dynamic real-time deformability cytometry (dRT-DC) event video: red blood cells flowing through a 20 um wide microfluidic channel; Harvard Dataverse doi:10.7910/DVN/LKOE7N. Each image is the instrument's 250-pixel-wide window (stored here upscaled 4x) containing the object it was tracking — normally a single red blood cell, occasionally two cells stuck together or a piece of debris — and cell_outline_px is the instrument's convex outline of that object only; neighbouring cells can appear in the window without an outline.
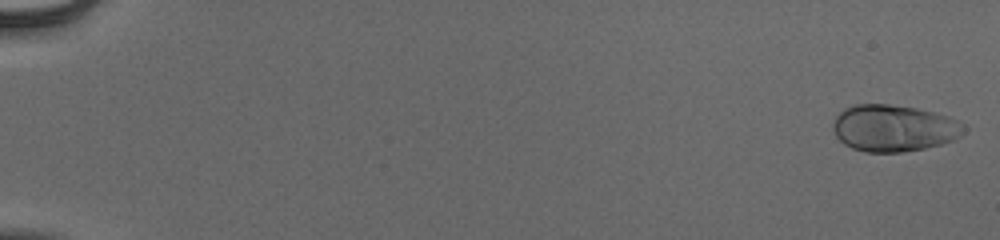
{"species": "human", "species_latin": "Homo sapiens", "temperature_condition": "cold", "stored_images_in_passage": 54, "camera_frame_rate_fps": 3000, "um_per_image_px": 0.085, "donor": {"sex": "male"}, "frame": {"image": 1, "passage_image": 1, "time_ms": 0.0, "image_size_px": [1000, 240], "cell_outline_px": [[968, 128], [960, 136], [952, 140], [940, 144], [924, 148], [900, 152], [864, 152], [852, 148], [844, 144], [836, 136], [832, 128], [832, 124], [836, 116], [844, 108], [856, 104], [888, 104], [916, 108], [948, 116], [956, 120]], "centroid_in_image_um": [75.95, 10.89], "position_along_channel_um": 9.1, "area_um2": 35.6}}
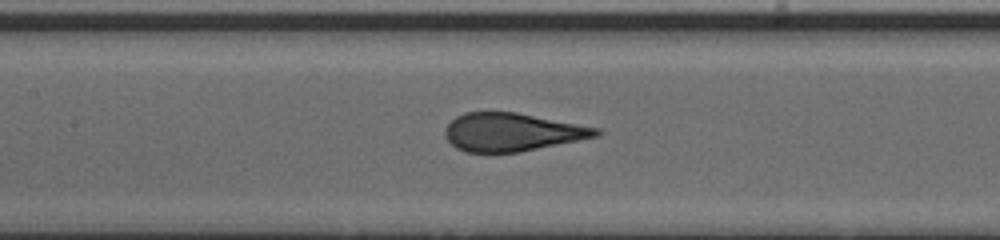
{"frame": {"image": 2, "passage_image": 28, "time_ms": 9.0, "image_size_px": [1000, 240], "cell_outline_px": [[604, 132], [600, 136], [520, 152], [464, 152], [456, 148], [444, 136], [444, 128], [456, 116], [464, 112], [516, 112], [600, 128]], "centroid_in_image_um": [43.54, 11.23], "position_along_channel_um": 163.9, "area_um2": 33.76}}
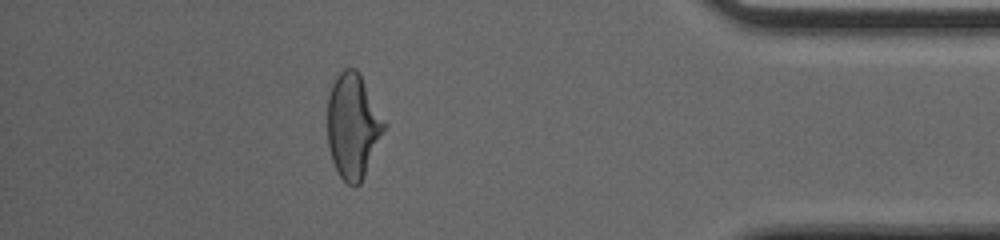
{"frame": {"image": 3, "passage_image": 49, "time_ms": 16.0, "image_size_px": [1000, 240], "cell_outline_px": [[388, 124], [364, 176], [360, 184], [356, 188], [352, 188], [340, 176], [332, 160], [328, 144], [328, 96], [332, 84], [336, 76], [344, 68], [356, 68]], "centroid_in_image_um": [30.02, 10.72], "position_along_channel_um": 405.2, "area_um2": 34.74}, "authors_computed_cell_mechanics": {"area_um2": 34.9401, "velocity_mm_per_s": 3.9173, "shape_relaxation_time_tau1_ms": 4.4075, "shape_relaxation_time_tau2_ms": null, "deformation_change_tau1": 0.1886, "deformation_change_tau2": null}}